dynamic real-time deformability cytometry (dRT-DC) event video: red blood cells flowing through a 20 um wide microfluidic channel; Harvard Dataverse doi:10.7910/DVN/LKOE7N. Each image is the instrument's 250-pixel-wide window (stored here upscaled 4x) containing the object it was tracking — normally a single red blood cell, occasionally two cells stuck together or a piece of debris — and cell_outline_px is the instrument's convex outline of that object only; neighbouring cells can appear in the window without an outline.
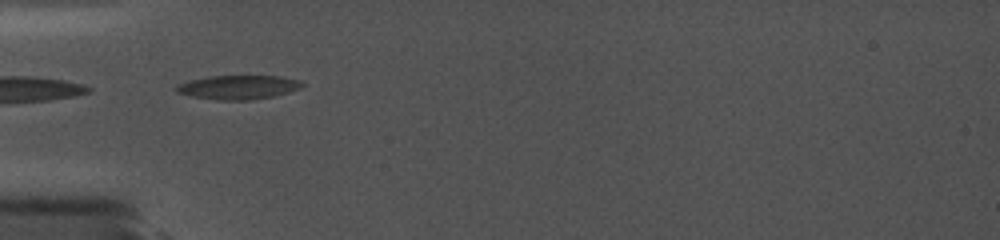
{"species": "common noctule bat (a hibernating species)", "species_latin": "Nyctalus noctula", "temperature_condition": "cold", "stored_images_in_passage": 8, "camera_frame_rate_fps": 5000, "um_per_image_px": 0.085, "animal": {"sex": "female", "body_mass_g": 19.0, "forearm_length_mm": 56.7}, "frame": {"image": 1, "passage_image": 1, "time_ms": 0.0, "image_size_px": [1000, 240], "cell_outline_px": [[304, 84], [300, 88], [288, 92], [272, 96], [248, 100], [220, 100], [192, 96], [176, 92], [176, 84], [188, 80], [208, 76], [280, 76], [300, 80]], "centroid_in_image_um": [20.22, 7.4], "position_along_channel_um": 64.8, "area_um2": 17.51}}
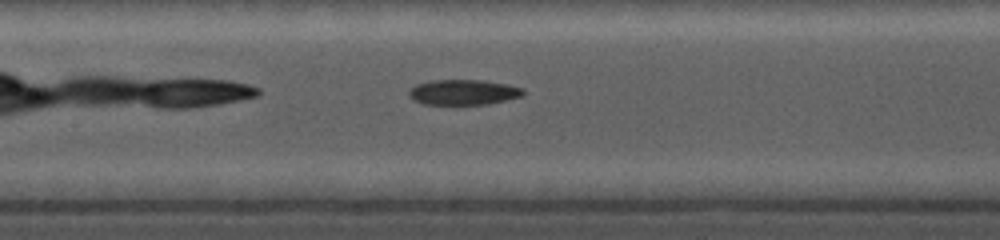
{"frame": {"image": 2, "passage_image": 6, "time_ms": 2.8, "image_size_px": [1000, 240], "cell_outline_px": [[524, 96], [484, 104], [424, 104], [412, 100], [408, 96], [408, 92], [416, 84], [432, 80], [484, 80], [508, 84], [524, 88]], "centroid_in_image_um": [39.38, 7.83], "position_along_channel_um": 168.0, "area_um2": 16.88}}
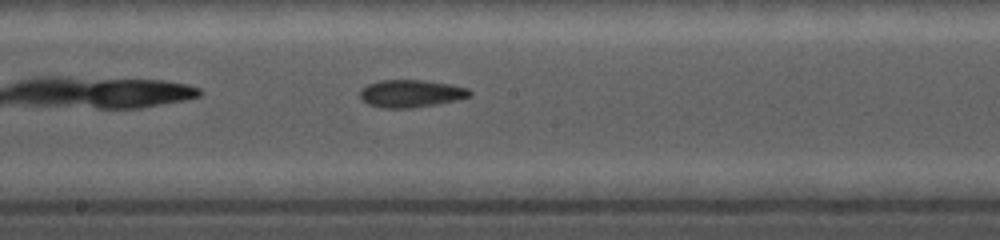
{"frame": {"image": 3, "passage_image": 8, "time_ms": 4.0, "image_size_px": [1000, 240], "cell_outline_px": [[472, 96], [456, 100], [436, 104], [412, 108], [384, 108], [368, 104], [360, 96], [360, 92], [368, 84], [380, 80], [424, 80], [452, 84], [468, 88], [472, 92]], "centroid_in_image_um": [34.98, 7.94], "position_along_channel_um": 213.2, "area_um2": 17.57}}